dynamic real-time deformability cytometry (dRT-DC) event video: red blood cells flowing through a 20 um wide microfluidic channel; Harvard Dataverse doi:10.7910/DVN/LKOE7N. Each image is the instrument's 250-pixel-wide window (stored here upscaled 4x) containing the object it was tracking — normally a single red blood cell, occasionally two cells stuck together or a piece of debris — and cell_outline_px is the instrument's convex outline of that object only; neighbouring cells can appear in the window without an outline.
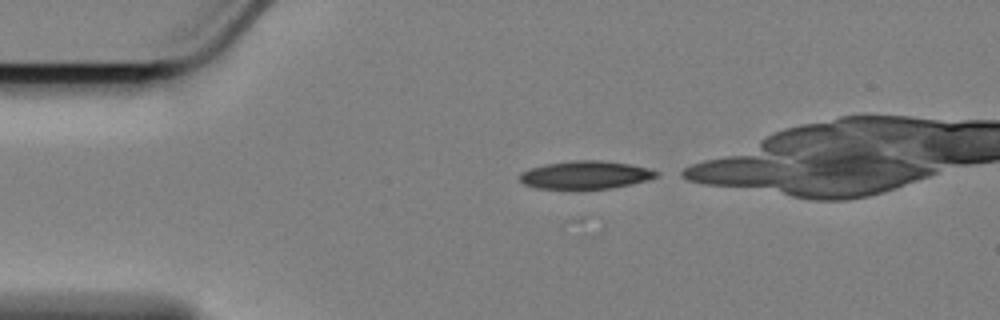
{"species": "Egyptian fruit bat (a non-hibernating species)", "species_latin": "Rousettus aegyptiacus", "temperature_condition": "cold", "stored_images_in_passage": 14, "camera_frame_rate_fps": 3000, "um_per_image_px": 0.085, "animal": {"sex": "female"}, "frame": {"image": 1, "passage_image": 1, "time_ms": 0.0, "image_size_px": [1000, 320], "cell_outline_px": [[660, 176], [648, 180], [612, 188], [536, 188], [524, 184], [520, 180], [520, 172], [544, 164], [576, 160], [600, 160], [628, 164], [648, 168], [660, 172]], "centroid_in_image_um": [49.8, 14.86], "position_along_channel_um": 35.2, "area_um2": 22.08}}
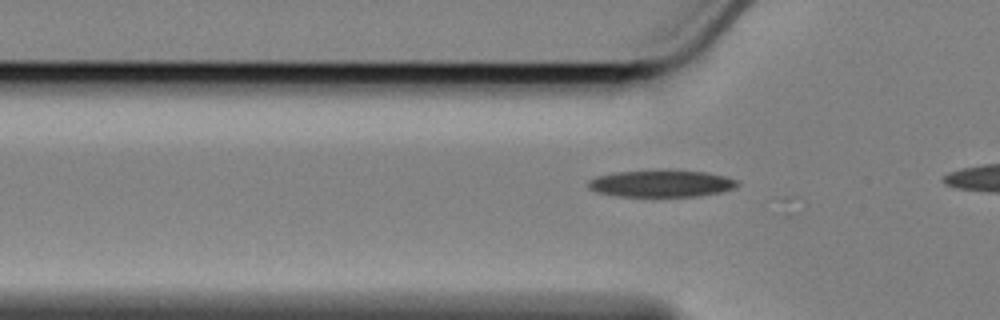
{"frame": {"image": 2, "passage_image": 7, "time_ms": 2.0, "image_size_px": [1000, 320], "cell_outline_px": [[740, 184], [736, 188], [720, 192], [700, 196], [616, 196], [596, 192], [588, 188], [588, 180], [596, 176], [620, 172], [704, 172], [724, 176], [740, 180]], "centroid_in_image_um": [56.23, 15.63], "position_along_channel_um": 69.6, "area_um2": 22.77}}
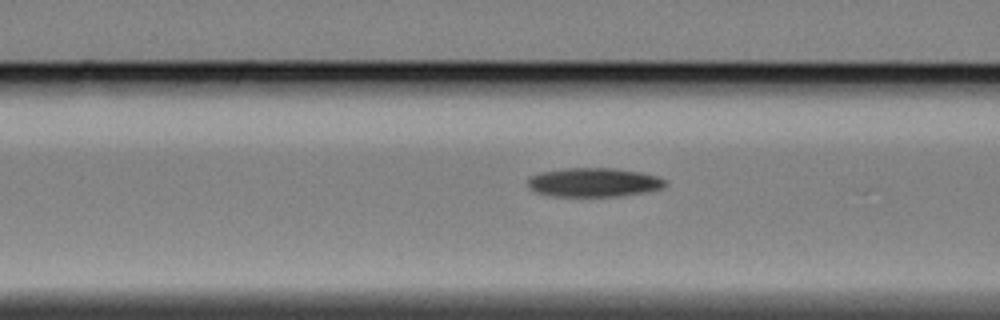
{"frame": {"image": 3, "passage_image": 11, "time_ms": 3.333, "image_size_px": [1000, 320], "cell_outline_px": [[668, 184], [664, 188], [644, 192], [620, 196], [548, 196], [536, 192], [528, 188], [528, 180], [532, 176], [540, 172], [568, 168], [616, 168], [640, 172], [660, 176], [668, 180]], "centroid_in_image_um": [50.52, 15.5], "position_along_channel_um": 116.1, "area_um2": 23.47}}